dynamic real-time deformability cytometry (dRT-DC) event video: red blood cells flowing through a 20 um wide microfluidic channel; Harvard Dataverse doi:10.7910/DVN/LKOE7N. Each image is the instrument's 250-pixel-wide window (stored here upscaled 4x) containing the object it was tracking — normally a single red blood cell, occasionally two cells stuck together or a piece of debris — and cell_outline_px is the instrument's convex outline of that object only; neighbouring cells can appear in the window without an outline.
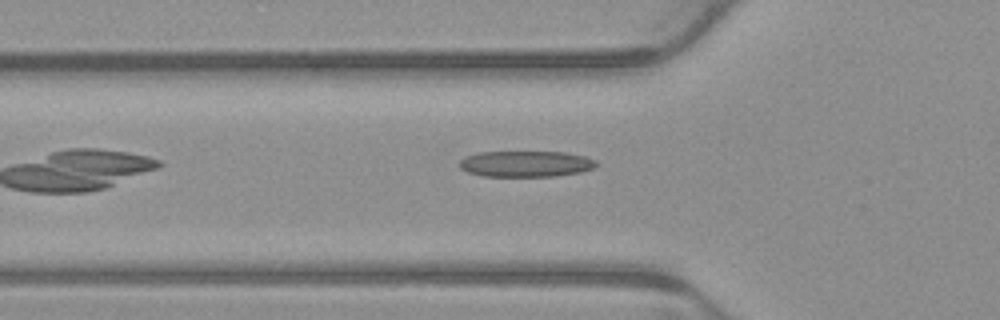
{"species": "common noctule bat (a hibernating species)", "species_latin": "Nyctalus noctula", "temperature_condition": "warm", "stored_images_in_passage": 6, "camera_frame_rate_fps": 3000, "um_per_image_px": 0.085, "animal": {"sex": "male", "body_mass_g": 23.1, "forearm_length_mm": 52.7}, "frame": {"image": 1, "passage_image": 6, "time_ms": 1.667, "image_size_px": [1000, 320], "cell_outline_px": [[600, 164], [592, 168], [580, 172], [556, 176], [484, 176], [468, 172], [460, 168], [460, 160], [476, 152], [564, 152], [584, 156], [596, 160]], "centroid_in_image_um": [44.72, 13.92], "position_along_channel_um": 81.1, "area_um2": 20.69}}